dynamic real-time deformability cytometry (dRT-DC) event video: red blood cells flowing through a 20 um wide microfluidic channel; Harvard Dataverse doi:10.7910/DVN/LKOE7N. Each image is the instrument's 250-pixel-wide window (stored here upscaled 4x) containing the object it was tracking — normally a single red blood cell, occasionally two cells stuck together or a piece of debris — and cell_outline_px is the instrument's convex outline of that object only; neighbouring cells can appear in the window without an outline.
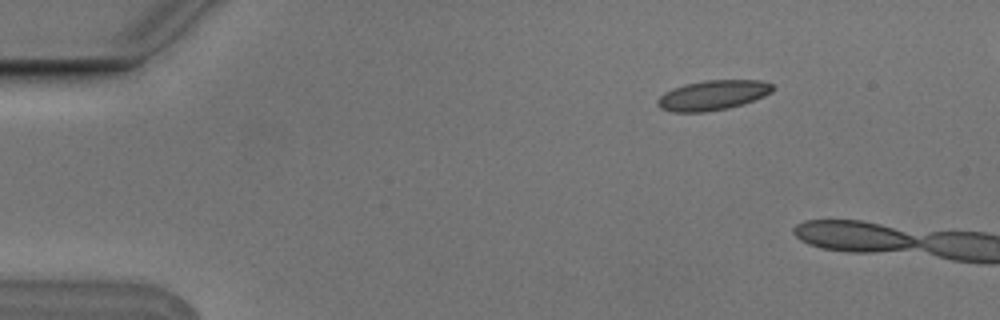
{"species": "Egyptian fruit bat (a non-hibernating species)", "species_latin": "Rousettus aegyptiacus", "temperature_condition": "cold", "stored_images_in_passage": 2, "camera_frame_rate_fps": 3000, "um_per_image_px": 0.085, "animal": {"sex": "male"}, "frame": {"image": 1, "passage_image": 1, "time_ms": 0.0, "image_size_px": [1000, 320], "cell_outline_px": [[776, 88], [772, 92], [764, 96], [728, 108], [704, 112], [672, 112], [660, 108], [656, 104], [656, 100], [664, 92], [672, 88], [684, 84], [704, 80], [760, 80], [772, 84]], "centroid_in_image_um": [60.55, 8.08], "position_along_channel_um": 24.4, "area_um2": 20.11}}